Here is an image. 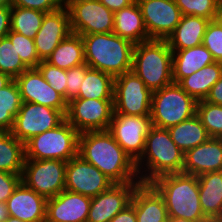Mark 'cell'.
<instances>
[{"label":"cell","mask_w":222,"mask_h":222,"mask_svg":"<svg viewBox=\"0 0 222 222\" xmlns=\"http://www.w3.org/2000/svg\"><path fill=\"white\" fill-rule=\"evenodd\" d=\"M78 155L114 183L140 182L136 163L108 130L80 133Z\"/></svg>","instance_id":"cell-1"},{"label":"cell","mask_w":222,"mask_h":222,"mask_svg":"<svg viewBox=\"0 0 222 222\" xmlns=\"http://www.w3.org/2000/svg\"><path fill=\"white\" fill-rule=\"evenodd\" d=\"M162 196L168 217L209 222L199 200L198 177L186 173L162 175L150 183Z\"/></svg>","instance_id":"cell-2"},{"label":"cell","mask_w":222,"mask_h":222,"mask_svg":"<svg viewBox=\"0 0 222 222\" xmlns=\"http://www.w3.org/2000/svg\"><path fill=\"white\" fill-rule=\"evenodd\" d=\"M184 155L171 139L168 129L153 126L146 137L143 154L136 162L140 183H151L162 175L181 173Z\"/></svg>","instance_id":"cell-3"},{"label":"cell","mask_w":222,"mask_h":222,"mask_svg":"<svg viewBox=\"0 0 222 222\" xmlns=\"http://www.w3.org/2000/svg\"><path fill=\"white\" fill-rule=\"evenodd\" d=\"M85 63L92 69L114 78L132 70L135 44L117 34L98 33L81 35Z\"/></svg>","instance_id":"cell-4"},{"label":"cell","mask_w":222,"mask_h":222,"mask_svg":"<svg viewBox=\"0 0 222 222\" xmlns=\"http://www.w3.org/2000/svg\"><path fill=\"white\" fill-rule=\"evenodd\" d=\"M132 71L151 92L173 83L172 50L167 40L150 39L135 44Z\"/></svg>","instance_id":"cell-5"},{"label":"cell","mask_w":222,"mask_h":222,"mask_svg":"<svg viewBox=\"0 0 222 222\" xmlns=\"http://www.w3.org/2000/svg\"><path fill=\"white\" fill-rule=\"evenodd\" d=\"M197 101L178 83L152 92L151 120L154 127L168 129L196 114Z\"/></svg>","instance_id":"cell-6"},{"label":"cell","mask_w":222,"mask_h":222,"mask_svg":"<svg viewBox=\"0 0 222 222\" xmlns=\"http://www.w3.org/2000/svg\"><path fill=\"white\" fill-rule=\"evenodd\" d=\"M79 132L65 120L52 130L25 143V159H54L68 162L78 155Z\"/></svg>","instance_id":"cell-7"},{"label":"cell","mask_w":222,"mask_h":222,"mask_svg":"<svg viewBox=\"0 0 222 222\" xmlns=\"http://www.w3.org/2000/svg\"><path fill=\"white\" fill-rule=\"evenodd\" d=\"M66 161L25 159L21 181L46 199L65 190Z\"/></svg>","instance_id":"cell-8"},{"label":"cell","mask_w":222,"mask_h":222,"mask_svg":"<svg viewBox=\"0 0 222 222\" xmlns=\"http://www.w3.org/2000/svg\"><path fill=\"white\" fill-rule=\"evenodd\" d=\"M152 92L131 70L114 78V114L151 115Z\"/></svg>","instance_id":"cell-9"},{"label":"cell","mask_w":222,"mask_h":222,"mask_svg":"<svg viewBox=\"0 0 222 222\" xmlns=\"http://www.w3.org/2000/svg\"><path fill=\"white\" fill-rule=\"evenodd\" d=\"M113 115V99L74 98L67 103L65 116L79 133H83L108 130Z\"/></svg>","instance_id":"cell-10"},{"label":"cell","mask_w":222,"mask_h":222,"mask_svg":"<svg viewBox=\"0 0 222 222\" xmlns=\"http://www.w3.org/2000/svg\"><path fill=\"white\" fill-rule=\"evenodd\" d=\"M65 120L66 116L60 110L31 102H22L10 132L25 144L32 137L56 128Z\"/></svg>","instance_id":"cell-11"},{"label":"cell","mask_w":222,"mask_h":222,"mask_svg":"<svg viewBox=\"0 0 222 222\" xmlns=\"http://www.w3.org/2000/svg\"><path fill=\"white\" fill-rule=\"evenodd\" d=\"M70 27L74 34L112 33L114 12L99 0H77L67 6Z\"/></svg>","instance_id":"cell-12"},{"label":"cell","mask_w":222,"mask_h":222,"mask_svg":"<svg viewBox=\"0 0 222 222\" xmlns=\"http://www.w3.org/2000/svg\"><path fill=\"white\" fill-rule=\"evenodd\" d=\"M152 127L151 115L114 114L108 131L136 163L143 154L146 137Z\"/></svg>","instance_id":"cell-13"},{"label":"cell","mask_w":222,"mask_h":222,"mask_svg":"<svg viewBox=\"0 0 222 222\" xmlns=\"http://www.w3.org/2000/svg\"><path fill=\"white\" fill-rule=\"evenodd\" d=\"M150 39L167 40L182 18L174 0H136Z\"/></svg>","instance_id":"cell-14"},{"label":"cell","mask_w":222,"mask_h":222,"mask_svg":"<svg viewBox=\"0 0 222 222\" xmlns=\"http://www.w3.org/2000/svg\"><path fill=\"white\" fill-rule=\"evenodd\" d=\"M113 184L110 178L79 155L67 162L65 190L92 198L106 191Z\"/></svg>","instance_id":"cell-15"},{"label":"cell","mask_w":222,"mask_h":222,"mask_svg":"<svg viewBox=\"0 0 222 222\" xmlns=\"http://www.w3.org/2000/svg\"><path fill=\"white\" fill-rule=\"evenodd\" d=\"M22 102H31L67 112V101L43 78L37 68H29L14 79Z\"/></svg>","instance_id":"cell-16"},{"label":"cell","mask_w":222,"mask_h":222,"mask_svg":"<svg viewBox=\"0 0 222 222\" xmlns=\"http://www.w3.org/2000/svg\"><path fill=\"white\" fill-rule=\"evenodd\" d=\"M139 183H114L106 191L92 197L87 222H109L130 204Z\"/></svg>","instance_id":"cell-17"},{"label":"cell","mask_w":222,"mask_h":222,"mask_svg":"<svg viewBox=\"0 0 222 222\" xmlns=\"http://www.w3.org/2000/svg\"><path fill=\"white\" fill-rule=\"evenodd\" d=\"M72 33L67 7L45 13L42 25L34 42L37 55L41 61L46 60L53 50Z\"/></svg>","instance_id":"cell-18"},{"label":"cell","mask_w":222,"mask_h":222,"mask_svg":"<svg viewBox=\"0 0 222 222\" xmlns=\"http://www.w3.org/2000/svg\"><path fill=\"white\" fill-rule=\"evenodd\" d=\"M91 197L64 190L47 199L45 222H87Z\"/></svg>","instance_id":"cell-19"},{"label":"cell","mask_w":222,"mask_h":222,"mask_svg":"<svg viewBox=\"0 0 222 222\" xmlns=\"http://www.w3.org/2000/svg\"><path fill=\"white\" fill-rule=\"evenodd\" d=\"M47 199L22 181L6 201L9 216L23 222H45Z\"/></svg>","instance_id":"cell-20"},{"label":"cell","mask_w":222,"mask_h":222,"mask_svg":"<svg viewBox=\"0 0 222 222\" xmlns=\"http://www.w3.org/2000/svg\"><path fill=\"white\" fill-rule=\"evenodd\" d=\"M222 171V138H209L184 155L183 173L200 176Z\"/></svg>","instance_id":"cell-21"},{"label":"cell","mask_w":222,"mask_h":222,"mask_svg":"<svg viewBox=\"0 0 222 222\" xmlns=\"http://www.w3.org/2000/svg\"><path fill=\"white\" fill-rule=\"evenodd\" d=\"M131 203L134 205L137 222H167L168 213L164 200L150 183H139Z\"/></svg>","instance_id":"cell-22"},{"label":"cell","mask_w":222,"mask_h":222,"mask_svg":"<svg viewBox=\"0 0 222 222\" xmlns=\"http://www.w3.org/2000/svg\"><path fill=\"white\" fill-rule=\"evenodd\" d=\"M197 177L199 200L205 217L209 221H222V171Z\"/></svg>","instance_id":"cell-23"},{"label":"cell","mask_w":222,"mask_h":222,"mask_svg":"<svg viewBox=\"0 0 222 222\" xmlns=\"http://www.w3.org/2000/svg\"><path fill=\"white\" fill-rule=\"evenodd\" d=\"M213 62L215 59L203 44L183 50H172L173 82L179 83L183 78Z\"/></svg>","instance_id":"cell-24"},{"label":"cell","mask_w":222,"mask_h":222,"mask_svg":"<svg viewBox=\"0 0 222 222\" xmlns=\"http://www.w3.org/2000/svg\"><path fill=\"white\" fill-rule=\"evenodd\" d=\"M209 19L183 15L173 33L167 38L171 50H183L202 45Z\"/></svg>","instance_id":"cell-25"},{"label":"cell","mask_w":222,"mask_h":222,"mask_svg":"<svg viewBox=\"0 0 222 222\" xmlns=\"http://www.w3.org/2000/svg\"><path fill=\"white\" fill-rule=\"evenodd\" d=\"M114 34L134 44L150 40L139 4H133L114 12Z\"/></svg>","instance_id":"cell-26"},{"label":"cell","mask_w":222,"mask_h":222,"mask_svg":"<svg viewBox=\"0 0 222 222\" xmlns=\"http://www.w3.org/2000/svg\"><path fill=\"white\" fill-rule=\"evenodd\" d=\"M221 76L222 63L213 62L183 78L178 84L198 102L206 98L212 86Z\"/></svg>","instance_id":"cell-27"},{"label":"cell","mask_w":222,"mask_h":222,"mask_svg":"<svg viewBox=\"0 0 222 222\" xmlns=\"http://www.w3.org/2000/svg\"><path fill=\"white\" fill-rule=\"evenodd\" d=\"M46 61L64 70L85 64L84 44L81 35L71 33L60 42Z\"/></svg>","instance_id":"cell-28"},{"label":"cell","mask_w":222,"mask_h":222,"mask_svg":"<svg viewBox=\"0 0 222 222\" xmlns=\"http://www.w3.org/2000/svg\"><path fill=\"white\" fill-rule=\"evenodd\" d=\"M168 131L171 139L184 153L206 142L210 138L206 128L196 114L168 128Z\"/></svg>","instance_id":"cell-29"},{"label":"cell","mask_w":222,"mask_h":222,"mask_svg":"<svg viewBox=\"0 0 222 222\" xmlns=\"http://www.w3.org/2000/svg\"><path fill=\"white\" fill-rule=\"evenodd\" d=\"M25 144L10 131H0V171L22 175Z\"/></svg>","instance_id":"cell-30"},{"label":"cell","mask_w":222,"mask_h":222,"mask_svg":"<svg viewBox=\"0 0 222 222\" xmlns=\"http://www.w3.org/2000/svg\"><path fill=\"white\" fill-rule=\"evenodd\" d=\"M114 77L100 70L90 68L80 86L76 98L113 99Z\"/></svg>","instance_id":"cell-31"},{"label":"cell","mask_w":222,"mask_h":222,"mask_svg":"<svg viewBox=\"0 0 222 222\" xmlns=\"http://www.w3.org/2000/svg\"><path fill=\"white\" fill-rule=\"evenodd\" d=\"M22 105L17 83L13 79L7 86L0 89V131H11L14 118Z\"/></svg>","instance_id":"cell-32"},{"label":"cell","mask_w":222,"mask_h":222,"mask_svg":"<svg viewBox=\"0 0 222 222\" xmlns=\"http://www.w3.org/2000/svg\"><path fill=\"white\" fill-rule=\"evenodd\" d=\"M44 16L45 12L11 6V31L34 39L42 25Z\"/></svg>","instance_id":"cell-33"},{"label":"cell","mask_w":222,"mask_h":222,"mask_svg":"<svg viewBox=\"0 0 222 222\" xmlns=\"http://www.w3.org/2000/svg\"><path fill=\"white\" fill-rule=\"evenodd\" d=\"M196 115L210 138H222V106L201 100L197 102Z\"/></svg>","instance_id":"cell-34"},{"label":"cell","mask_w":222,"mask_h":222,"mask_svg":"<svg viewBox=\"0 0 222 222\" xmlns=\"http://www.w3.org/2000/svg\"><path fill=\"white\" fill-rule=\"evenodd\" d=\"M29 69L21 60L15 46L6 36L0 39V72L17 78L22 72Z\"/></svg>","instance_id":"cell-35"},{"label":"cell","mask_w":222,"mask_h":222,"mask_svg":"<svg viewBox=\"0 0 222 222\" xmlns=\"http://www.w3.org/2000/svg\"><path fill=\"white\" fill-rule=\"evenodd\" d=\"M182 15L215 20L222 0H174Z\"/></svg>","instance_id":"cell-36"},{"label":"cell","mask_w":222,"mask_h":222,"mask_svg":"<svg viewBox=\"0 0 222 222\" xmlns=\"http://www.w3.org/2000/svg\"><path fill=\"white\" fill-rule=\"evenodd\" d=\"M7 37L12 42L13 46L17 50L22 62L28 68H37L41 62L39 59L33 38H27L23 34L11 31L7 34Z\"/></svg>","instance_id":"cell-37"},{"label":"cell","mask_w":222,"mask_h":222,"mask_svg":"<svg viewBox=\"0 0 222 222\" xmlns=\"http://www.w3.org/2000/svg\"><path fill=\"white\" fill-rule=\"evenodd\" d=\"M37 69L51 87L60 93L66 100L67 70L51 65L46 60L41 61Z\"/></svg>","instance_id":"cell-38"},{"label":"cell","mask_w":222,"mask_h":222,"mask_svg":"<svg viewBox=\"0 0 222 222\" xmlns=\"http://www.w3.org/2000/svg\"><path fill=\"white\" fill-rule=\"evenodd\" d=\"M202 44L211 52L215 62L222 63V25L217 19L208 23Z\"/></svg>","instance_id":"cell-39"},{"label":"cell","mask_w":222,"mask_h":222,"mask_svg":"<svg viewBox=\"0 0 222 222\" xmlns=\"http://www.w3.org/2000/svg\"><path fill=\"white\" fill-rule=\"evenodd\" d=\"M90 67L85 63L67 70L66 80V101L67 103L76 98L79 94L80 86Z\"/></svg>","instance_id":"cell-40"},{"label":"cell","mask_w":222,"mask_h":222,"mask_svg":"<svg viewBox=\"0 0 222 222\" xmlns=\"http://www.w3.org/2000/svg\"><path fill=\"white\" fill-rule=\"evenodd\" d=\"M11 6H18L49 13L62 7L60 0H12Z\"/></svg>","instance_id":"cell-41"},{"label":"cell","mask_w":222,"mask_h":222,"mask_svg":"<svg viewBox=\"0 0 222 222\" xmlns=\"http://www.w3.org/2000/svg\"><path fill=\"white\" fill-rule=\"evenodd\" d=\"M21 182V175L0 171V202L6 203Z\"/></svg>","instance_id":"cell-42"},{"label":"cell","mask_w":222,"mask_h":222,"mask_svg":"<svg viewBox=\"0 0 222 222\" xmlns=\"http://www.w3.org/2000/svg\"><path fill=\"white\" fill-rule=\"evenodd\" d=\"M11 6H0V39L11 30Z\"/></svg>","instance_id":"cell-43"},{"label":"cell","mask_w":222,"mask_h":222,"mask_svg":"<svg viewBox=\"0 0 222 222\" xmlns=\"http://www.w3.org/2000/svg\"><path fill=\"white\" fill-rule=\"evenodd\" d=\"M109 222H137L134 205L130 202L129 205L117 213Z\"/></svg>","instance_id":"cell-44"},{"label":"cell","mask_w":222,"mask_h":222,"mask_svg":"<svg viewBox=\"0 0 222 222\" xmlns=\"http://www.w3.org/2000/svg\"><path fill=\"white\" fill-rule=\"evenodd\" d=\"M212 104H217L222 106V76L221 78L212 86L208 95L204 99Z\"/></svg>","instance_id":"cell-45"},{"label":"cell","mask_w":222,"mask_h":222,"mask_svg":"<svg viewBox=\"0 0 222 222\" xmlns=\"http://www.w3.org/2000/svg\"><path fill=\"white\" fill-rule=\"evenodd\" d=\"M99 1L112 12H116L124 7L133 4L136 0H99Z\"/></svg>","instance_id":"cell-46"},{"label":"cell","mask_w":222,"mask_h":222,"mask_svg":"<svg viewBox=\"0 0 222 222\" xmlns=\"http://www.w3.org/2000/svg\"><path fill=\"white\" fill-rule=\"evenodd\" d=\"M9 218V213L6 203L0 202V222H5Z\"/></svg>","instance_id":"cell-47"},{"label":"cell","mask_w":222,"mask_h":222,"mask_svg":"<svg viewBox=\"0 0 222 222\" xmlns=\"http://www.w3.org/2000/svg\"><path fill=\"white\" fill-rule=\"evenodd\" d=\"M12 80L9 75L0 72V89L7 86Z\"/></svg>","instance_id":"cell-48"},{"label":"cell","mask_w":222,"mask_h":222,"mask_svg":"<svg viewBox=\"0 0 222 222\" xmlns=\"http://www.w3.org/2000/svg\"><path fill=\"white\" fill-rule=\"evenodd\" d=\"M167 222H192V221L186 220V219H183V218L168 217Z\"/></svg>","instance_id":"cell-49"},{"label":"cell","mask_w":222,"mask_h":222,"mask_svg":"<svg viewBox=\"0 0 222 222\" xmlns=\"http://www.w3.org/2000/svg\"><path fill=\"white\" fill-rule=\"evenodd\" d=\"M222 25V3L220 5V8H219V11H218V14H217V18H216Z\"/></svg>","instance_id":"cell-50"},{"label":"cell","mask_w":222,"mask_h":222,"mask_svg":"<svg viewBox=\"0 0 222 222\" xmlns=\"http://www.w3.org/2000/svg\"><path fill=\"white\" fill-rule=\"evenodd\" d=\"M12 0H0V6H11Z\"/></svg>","instance_id":"cell-51"},{"label":"cell","mask_w":222,"mask_h":222,"mask_svg":"<svg viewBox=\"0 0 222 222\" xmlns=\"http://www.w3.org/2000/svg\"><path fill=\"white\" fill-rule=\"evenodd\" d=\"M62 6L67 7L70 3L77 1V0H60Z\"/></svg>","instance_id":"cell-52"},{"label":"cell","mask_w":222,"mask_h":222,"mask_svg":"<svg viewBox=\"0 0 222 222\" xmlns=\"http://www.w3.org/2000/svg\"><path fill=\"white\" fill-rule=\"evenodd\" d=\"M5 222H23V221H21V220L18 219V218L9 216V218H8Z\"/></svg>","instance_id":"cell-53"}]
</instances>
